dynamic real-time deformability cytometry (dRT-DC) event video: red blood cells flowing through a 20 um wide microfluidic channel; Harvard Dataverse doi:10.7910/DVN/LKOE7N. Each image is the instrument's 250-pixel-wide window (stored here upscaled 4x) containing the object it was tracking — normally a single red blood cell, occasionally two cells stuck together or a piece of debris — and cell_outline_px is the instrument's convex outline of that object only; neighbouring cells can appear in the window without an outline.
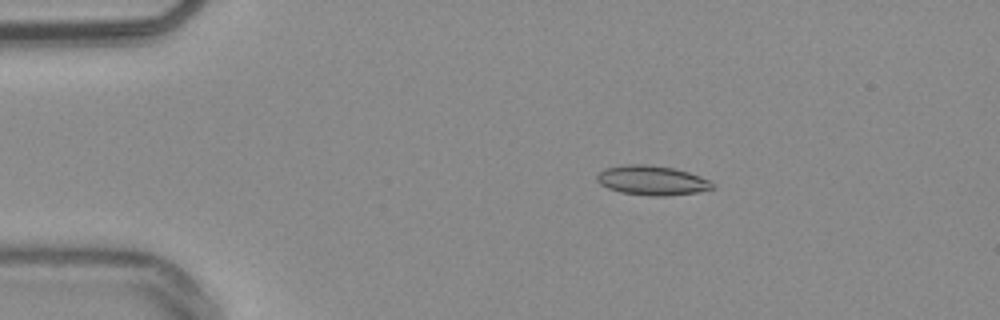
{"species": "common noctule bat (a hibernating species)", "species_latin": "Nyctalus noctula", "temperature_condition": "warm", "stored_images_in_passage": 45, "camera_frame_rate_fps": 3000, "um_per_image_px": 0.085, "animal": {"sex": "male", "body_mass_g": 20.4}, "frame": {"image": 1, "passage_image": 2, "time_ms": 0.333, "image_size_px": [1000, 320], "cell_outline_px": [[716, 188], [696, 192], [664, 196], [648, 196], [620, 192], [608, 188], [600, 184], [596, 180], [596, 176], [604, 168], [624, 164], [644, 164], [672, 168], [688, 172], [700, 176], [708, 180]], "centroid_in_image_um": [55.38, 15.33], "position_along_channel_um": 29.6, "area_um2": 19.83}}
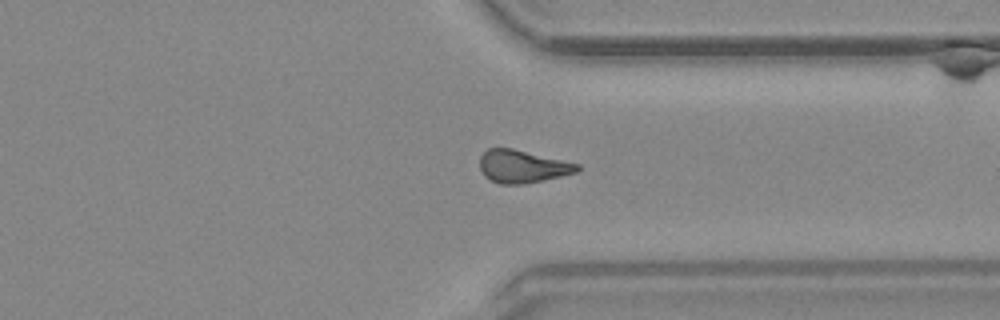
{"frame": {"image": 2, "passage_image": 33, "time_ms": 10.667, "image_size_px": [1000, 320], "cell_outline_px": [[580, 168], [576, 172], [544, 180], [524, 184], [500, 184], [484, 176], [480, 168], [480, 156], [488, 148], [512, 148], [580, 164]], "centroid_in_image_um": [44.39, 14.15], "position_along_channel_um": 367.0, "area_um2": 18.5}}
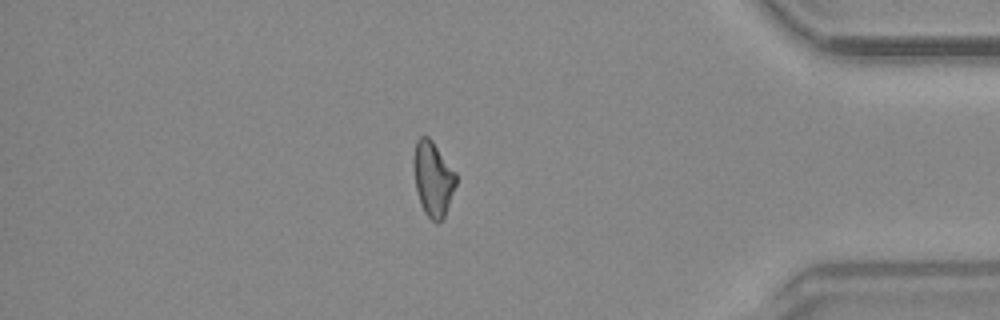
{"frame": {"image": 3, "passage_image": 38, "time_ms": 12.333, "image_size_px": [1000, 320], "cell_outline_px": [[456, 184], [444, 216], [436, 224], [424, 212], [420, 204], [416, 188], [412, 164], [412, 160], [416, 140], [420, 136], [428, 136], [432, 140], [456, 172]], "centroid_in_image_um": [36.78, 15.16], "position_along_channel_um": 398.4, "area_um2": 18.5}, "authors_computed_cell_mechanics": {"area_um2": 18.7272, "velocity_mm_per_s": 3.8236, "shape_relaxation_time_tau1_ms": null, "shape_relaxation_time_tau2_ms": 4.7574, "deformation_change_tau1": null, "deformation_change_tau2": 0.1338}}